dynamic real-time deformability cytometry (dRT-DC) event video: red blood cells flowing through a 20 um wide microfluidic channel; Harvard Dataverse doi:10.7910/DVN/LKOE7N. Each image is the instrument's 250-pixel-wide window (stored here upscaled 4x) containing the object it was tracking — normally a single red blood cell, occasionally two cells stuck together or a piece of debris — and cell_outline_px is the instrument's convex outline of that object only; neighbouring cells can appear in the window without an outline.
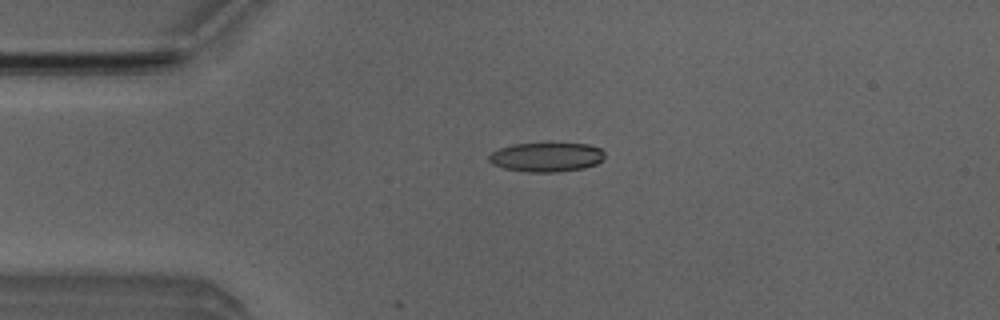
{"species": "Egyptian fruit bat (a non-hibernating species)", "species_latin": "Rousettus aegyptiacus", "temperature_condition": "room temperature", "stored_images_in_passage": 4, "camera_frame_rate_fps": 3000, "um_per_image_px": 0.085, "animal": {"sex": "male"}, "frame": {"image": 1, "passage_image": 3, "time_ms": 3.333, "image_size_px": [1000, 320], "cell_outline_px": [[604, 160], [596, 164], [584, 168], [556, 172], [528, 172], [504, 168], [492, 164], [488, 160], [488, 156], [492, 152], [500, 148], [512, 144], [588, 144], [600, 148], [604, 152]], "centroid_in_image_um": [46.45, 13.36], "position_along_channel_um": 38.5, "area_um2": 19.65}}